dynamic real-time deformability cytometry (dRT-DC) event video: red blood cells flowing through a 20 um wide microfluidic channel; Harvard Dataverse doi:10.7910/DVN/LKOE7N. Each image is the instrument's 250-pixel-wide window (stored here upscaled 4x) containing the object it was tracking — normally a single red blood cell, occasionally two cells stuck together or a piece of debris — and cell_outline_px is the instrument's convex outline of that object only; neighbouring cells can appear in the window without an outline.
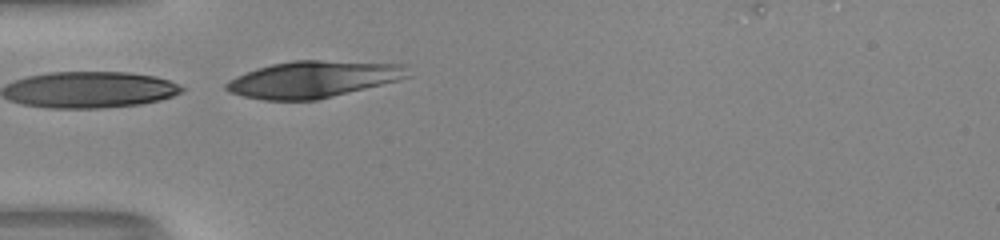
{"species": "human", "species_latin": "Homo sapiens", "temperature_condition": "room temperature", "stored_images_in_passage": 8, "camera_frame_rate_fps": 3000, "um_per_image_px": 0.085, "donor": {"sex": "male"}, "frame": {"image": 1, "passage_image": 8, "time_ms": 2.333, "image_size_px": [1000, 240], "cell_outline_px": [[412, 76], [400, 80], [316, 100], [264, 100], [244, 96], [232, 92], [224, 88], [224, 84], [236, 76], [256, 68], [272, 64], [292, 60], [320, 60], [408, 64]], "centroid_in_image_um": [26.69, 6.72], "position_along_channel_um": 58.3, "area_um2": 38.96}}